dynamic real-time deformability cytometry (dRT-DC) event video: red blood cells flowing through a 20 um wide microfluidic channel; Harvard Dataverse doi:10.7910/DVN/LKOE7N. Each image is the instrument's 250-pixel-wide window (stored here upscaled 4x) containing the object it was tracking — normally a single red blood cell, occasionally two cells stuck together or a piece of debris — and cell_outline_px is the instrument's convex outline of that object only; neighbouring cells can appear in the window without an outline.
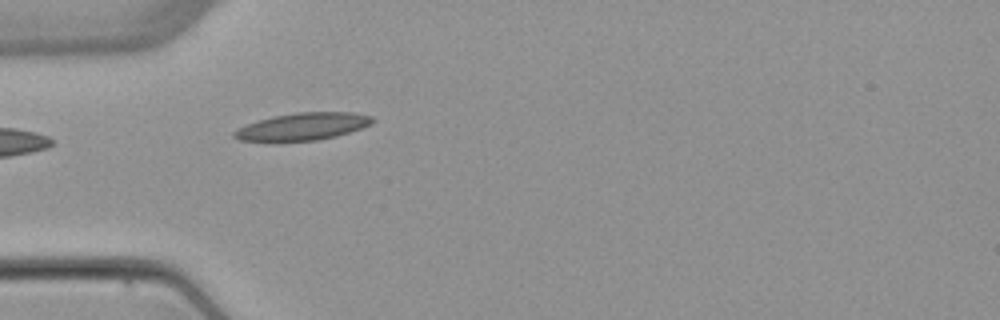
{"species": "common noctule bat (a hibernating species)", "species_latin": "Nyctalus noctula", "temperature_condition": "warm", "stored_images_in_passage": 5, "camera_frame_rate_fps": 3000, "um_per_image_px": 0.085, "animal": {"sex": "female", "body_mass_g": 22.7, "forearm_length_mm": 54.2}, "frame": {"image": 1, "passage_image": 5, "time_ms": 4.667, "image_size_px": [1000, 320], "cell_outline_px": [[376, 120], [372, 124], [336, 136], [316, 140], [276, 144], [240, 140], [232, 136], [232, 132], [236, 128], [272, 116], [296, 112], [352, 112], [372, 116]], "centroid_in_image_um": [25.65, 10.79], "position_along_channel_um": 59.3, "area_um2": 22.77}}